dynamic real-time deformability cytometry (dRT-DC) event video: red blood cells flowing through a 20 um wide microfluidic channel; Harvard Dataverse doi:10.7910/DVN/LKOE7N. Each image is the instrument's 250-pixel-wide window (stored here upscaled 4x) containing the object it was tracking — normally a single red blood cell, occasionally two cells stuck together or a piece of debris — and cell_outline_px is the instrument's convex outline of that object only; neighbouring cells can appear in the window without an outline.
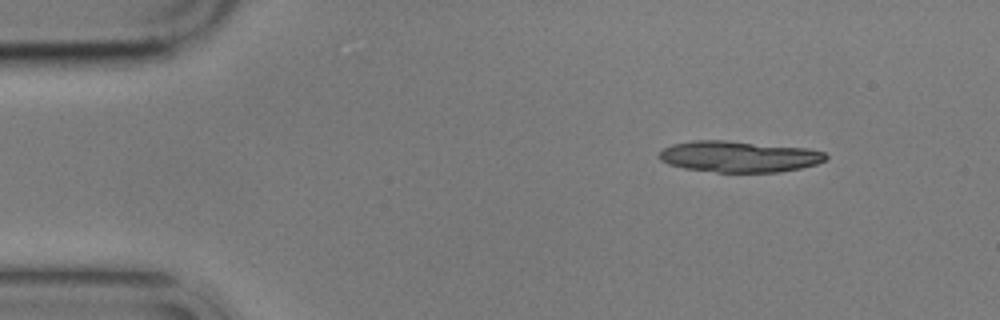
{"species": "common noctule bat (a hibernating species)", "species_latin": "Nyctalus noctula", "temperature_condition": "cold", "stored_images_in_passage": 4, "camera_frame_rate_fps": 3000, "um_per_image_px": 0.085, "animal": {"sex": "male", "body_mass_g": 17.9}, "frame": {"image": 1, "passage_image": 1, "time_ms": 0.0, "image_size_px": [1000, 320], "cell_outline_px": [[828, 156], [824, 160], [816, 164], [800, 168], [780, 172], [716, 172], [684, 168], [668, 164], [660, 160], [660, 152], [664, 148], [672, 144], [692, 140], [724, 140], [808, 148], [824, 152]], "centroid_in_image_um": [62.8, 13.3], "position_along_channel_um": 22.2, "area_um2": 30.23}}
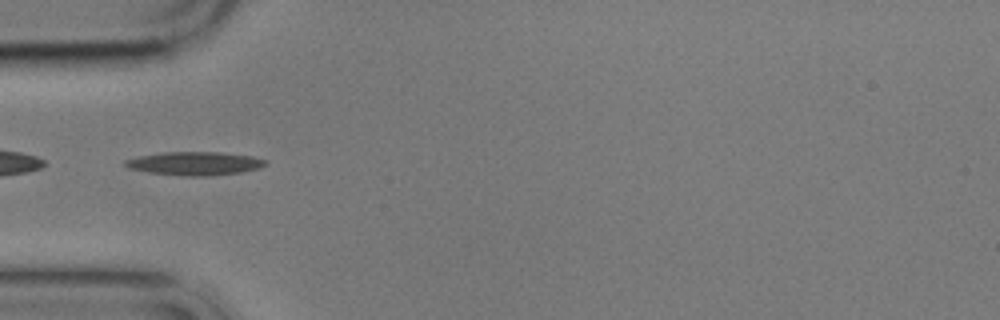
{"frame": {"image": 2, "passage_image": 4, "time_ms": 3.667, "image_size_px": [1000, 320], "cell_outline_px": [[268, 164], [260, 168], [240, 172], [208, 176], [188, 176], [148, 172], [128, 168], [124, 164], [124, 160], [140, 156], [164, 152], [216, 152], [252, 156], [268, 160]], "centroid_in_image_um": [16.58, 13.89], "position_along_channel_um": 68.4, "area_um2": 19.07}}